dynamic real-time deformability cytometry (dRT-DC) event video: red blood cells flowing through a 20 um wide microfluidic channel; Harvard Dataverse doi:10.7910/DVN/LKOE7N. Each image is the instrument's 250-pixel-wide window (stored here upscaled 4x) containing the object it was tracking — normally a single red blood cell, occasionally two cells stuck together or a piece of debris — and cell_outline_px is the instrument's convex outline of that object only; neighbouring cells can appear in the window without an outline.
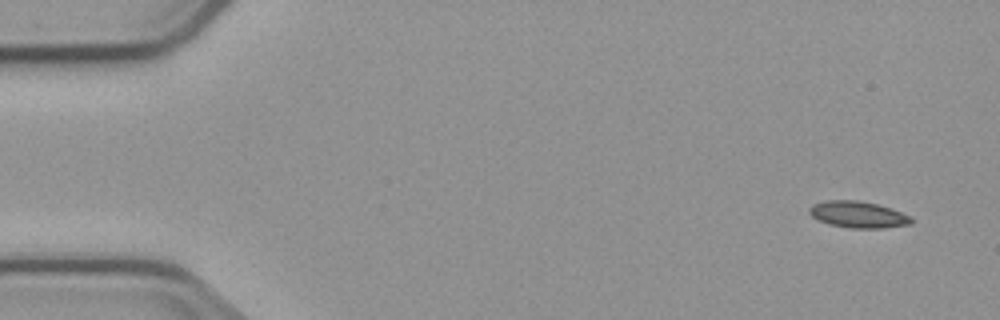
{"species": "common noctule bat (a hibernating species)", "species_latin": "Nyctalus noctula", "temperature_condition": "cold", "stored_images_in_passage": 5, "segment_of_instrument_passage": [1, 2], "camera_frame_rate_fps": 3000, "um_per_image_px": 0.085, "animal": {"sex": "male", "body_mass_g": 23.1, "forearm_length_mm": 52.7}, "frame": {"image": 1, "passage_image": 1, "time_ms": 0.0, "image_size_px": [1000, 320], "cell_outline_px": [[912, 224], [884, 228], [848, 228], [828, 224], [812, 216], [808, 212], [808, 208], [812, 204], [828, 200], [856, 200], [876, 204], [892, 208], [912, 216]], "centroid_in_image_um": [72.95, 18.24], "position_along_channel_um": 12.0, "area_um2": 15.9}}
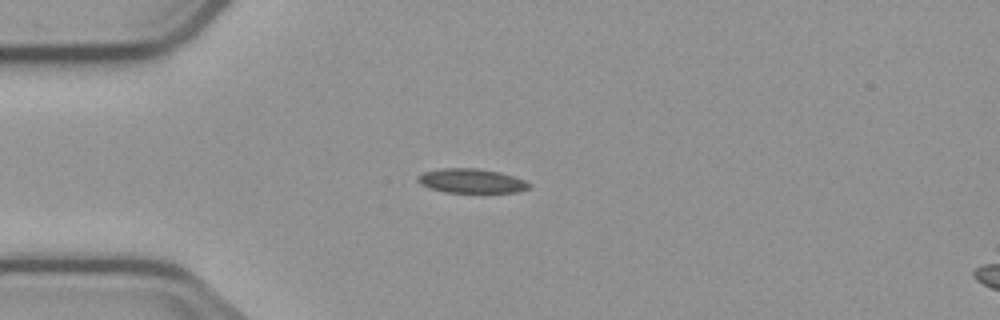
{"frame": {"image": 2, "passage_image": 4, "time_ms": 3.667, "image_size_px": [1000, 320], "cell_outline_px": [[532, 184], [528, 188], [516, 192], [444, 192], [428, 188], [420, 184], [416, 180], [416, 176], [424, 172], [440, 168], [480, 168], [500, 172], [524, 180]], "centroid_in_image_um": [40.02, 15.37], "position_along_channel_um": 45.0, "area_um2": 15.84}}